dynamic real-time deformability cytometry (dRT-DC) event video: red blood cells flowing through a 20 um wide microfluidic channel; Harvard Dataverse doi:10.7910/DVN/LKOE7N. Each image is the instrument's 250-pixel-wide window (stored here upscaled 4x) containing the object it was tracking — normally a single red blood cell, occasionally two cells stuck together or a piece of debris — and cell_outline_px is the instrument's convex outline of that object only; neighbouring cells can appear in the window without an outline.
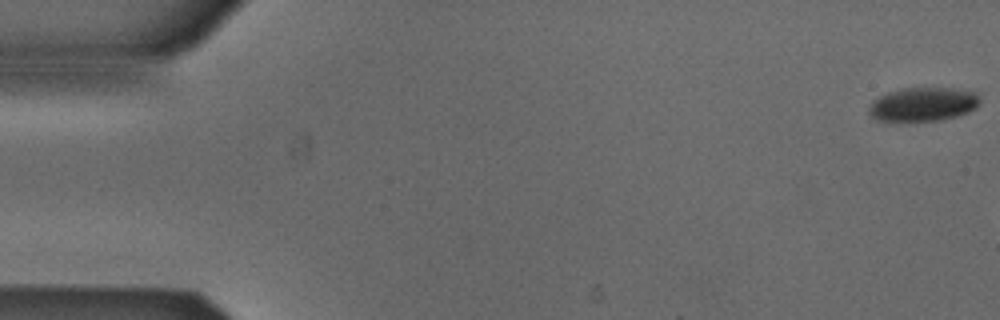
{"species": "Egyptian fruit bat (a non-hibernating species)", "species_latin": "Rousettus aegyptiacus", "temperature_condition": "cold", "stored_images_in_passage": 13, "camera_frame_rate_fps": 3000, "um_per_image_px": 0.085, "animal": {"sex": "male"}, "frame": {"image": 1, "passage_image": 1, "time_ms": 0.0, "image_size_px": [1000, 320], "cell_outline_px": [[980, 100], [976, 108], [968, 112], [956, 116], [940, 120], [880, 120], [872, 116], [868, 112], [868, 108], [880, 96], [888, 92], [904, 88], [948, 88], [972, 92]], "centroid_in_image_um": [78.46, 8.86], "position_along_channel_um": 6.5, "area_um2": 21.21}}